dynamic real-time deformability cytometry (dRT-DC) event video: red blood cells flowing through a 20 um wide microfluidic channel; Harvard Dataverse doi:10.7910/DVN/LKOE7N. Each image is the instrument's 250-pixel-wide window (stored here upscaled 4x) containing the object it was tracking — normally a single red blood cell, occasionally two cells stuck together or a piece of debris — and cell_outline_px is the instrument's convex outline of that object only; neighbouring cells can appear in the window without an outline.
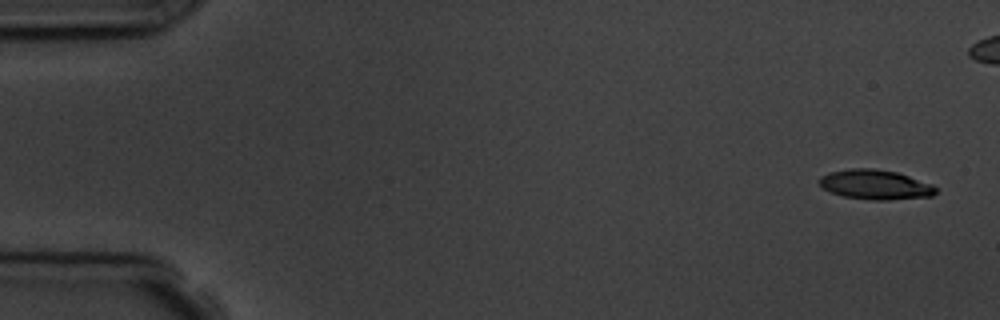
{"species": "common noctule bat (a hibernating species)", "species_latin": "Nyctalus noctula", "temperature_condition": "room temperature", "stored_images_in_passage": 6, "camera_frame_rate_fps": 3000, "um_per_image_px": 0.085, "animal": {"sex": "male", "body_mass_g": 19.5, "forearm_length_mm": 54.6}, "frame": {"image": 1, "passage_image": 1, "time_ms": 0.0, "image_size_px": [1000, 320], "cell_outline_px": [[936, 192], [932, 196], [888, 200], [872, 200], [844, 196], [832, 192], [824, 188], [816, 180], [820, 176], [828, 172], [852, 168], [876, 168], [896, 172], [932, 184], [936, 188]], "centroid_in_image_um": [74.37, 15.68], "position_along_channel_um": 10.6, "area_um2": 20.11}}